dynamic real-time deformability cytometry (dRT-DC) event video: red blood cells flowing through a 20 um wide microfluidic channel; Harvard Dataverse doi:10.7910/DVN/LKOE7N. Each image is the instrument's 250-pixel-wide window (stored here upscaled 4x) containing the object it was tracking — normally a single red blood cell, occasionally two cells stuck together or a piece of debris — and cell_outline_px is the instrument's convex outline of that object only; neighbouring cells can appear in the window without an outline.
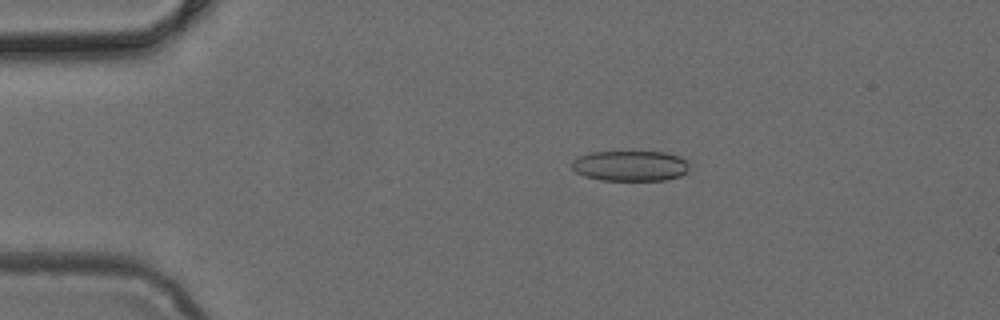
{"species": "common noctule bat (a hibernating species)", "species_latin": "Nyctalus noctula", "temperature_condition": "cold", "stored_images_in_passage": 5, "camera_frame_rate_fps": 3000, "um_per_image_px": 0.085, "animal": {"sex": "female", "body_mass_g": 24.6, "forearm_length_mm": 56.2}, "frame": {"image": 1, "passage_image": 3, "time_ms": 0.667, "image_size_px": [1000, 320], "cell_outline_px": [[688, 172], [680, 176], [664, 180], [600, 180], [584, 176], [576, 172], [572, 168], [572, 160], [580, 156], [592, 152], [664, 152], [680, 156], [688, 164]], "centroid_in_image_um": [53.57, 14.1], "position_along_channel_um": 31.4, "area_um2": 20.81}}
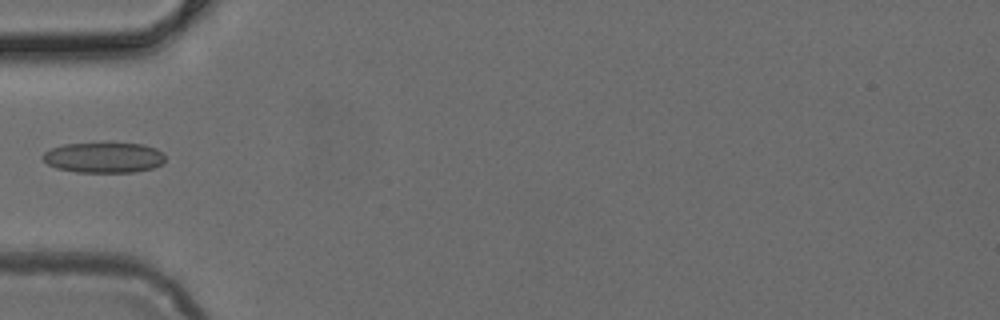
{"frame": {"image": 2, "passage_image": 5, "time_ms": 1.333, "image_size_px": [1000, 320], "cell_outline_px": [[164, 160], [160, 164], [152, 168], [136, 172], [76, 172], [56, 168], [48, 164], [40, 156], [44, 152], [52, 148], [64, 144], [108, 140], [144, 144], [156, 148], [164, 152]], "centroid_in_image_um": [8.83, 13.34], "position_along_channel_um": 76.2, "area_um2": 22.72}}